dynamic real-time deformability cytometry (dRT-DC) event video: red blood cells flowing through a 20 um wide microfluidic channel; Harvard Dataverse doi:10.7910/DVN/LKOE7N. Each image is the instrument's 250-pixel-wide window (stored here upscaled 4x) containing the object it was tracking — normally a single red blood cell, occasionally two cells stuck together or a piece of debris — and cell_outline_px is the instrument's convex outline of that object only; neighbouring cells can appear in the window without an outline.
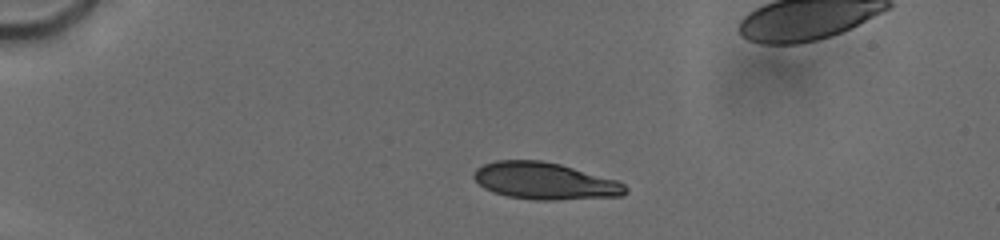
{"species": "human", "species_latin": "Homo sapiens", "temperature_condition": "cold", "stored_images_in_passage": 16, "camera_frame_rate_fps": 3000, "um_per_image_px": 0.085, "donor": {"sex": "male"}, "frame": {"image": 1, "passage_image": 5, "time_ms": 1.667, "image_size_px": [1000, 240], "cell_outline_px": [[628, 192], [620, 196], [556, 200], [532, 200], [508, 196], [492, 192], [484, 188], [472, 176], [476, 168], [484, 164], [496, 160], [540, 160], [560, 164], [616, 180], [624, 184], [628, 188]], "centroid_in_image_um": [46.29, 15.39], "position_along_channel_um": 38.7, "area_um2": 32.6}}
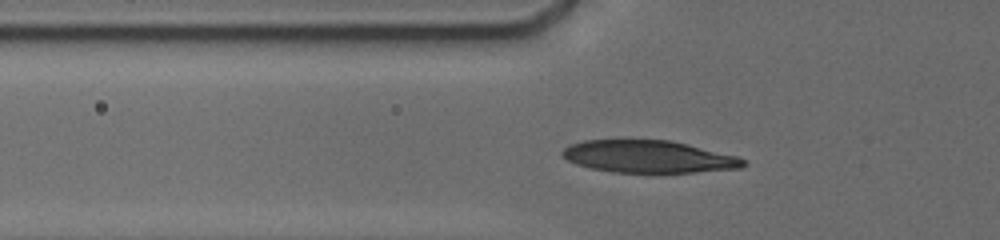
{"frame": {"image": 2, "passage_image": 12, "time_ms": 4.0, "image_size_px": [1000, 240], "cell_outline_px": [[748, 164], [744, 168], [696, 172], [612, 172], [592, 168], [576, 164], [568, 160], [560, 152], [564, 148], [572, 144], [584, 140], [668, 140], [736, 156], [744, 160]], "centroid_in_image_um": [55.13, 13.32], "position_along_channel_um": 70.7, "area_um2": 33.7}}
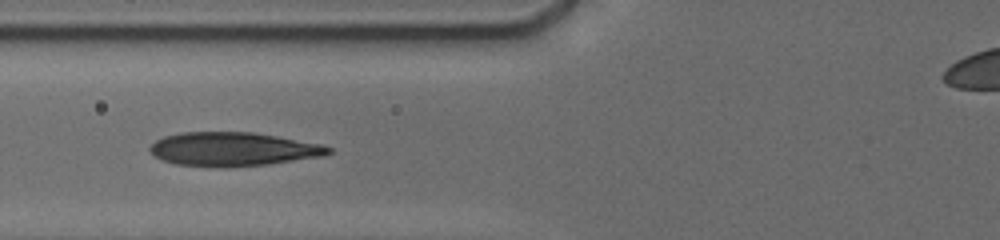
{"frame": {"image": 3, "passage_image": 14, "time_ms": 5.0, "image_size_px": [1000, 240], "cell_outline_px": [[332, 152], [324, 156], [268, 164], [228, 168], [212, 168], [176, 164], [164, 160], [156, 156], [148, 148], [156, 140], [164, 136], [180, 132], [252, 132], [324, 144], [332, 148]], "centroid_in_image_um": [19.83, 12.69], "position_along_channel_um": 106.0, "area_um2": 35.49}}